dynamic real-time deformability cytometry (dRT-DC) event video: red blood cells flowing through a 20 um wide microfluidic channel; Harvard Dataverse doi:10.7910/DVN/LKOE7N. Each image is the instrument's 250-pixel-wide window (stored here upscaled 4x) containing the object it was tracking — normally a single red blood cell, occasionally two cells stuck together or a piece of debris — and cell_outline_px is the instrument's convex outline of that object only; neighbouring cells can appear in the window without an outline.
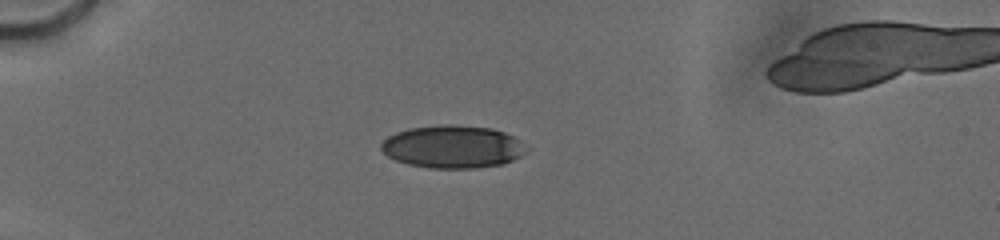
{"species": "human", "species_latin": "Homo sapiens", "temperature_condition": "cold", "stored_images_in_passage": 115, "camera_frame_rate_fps": 3000, "um_per_image_px": 0.085, "donor": {"sex": "male"}, "frame": {"image": 1, "passage_image": 32, "time_ms": 5.667, "image_size_px": [1000, 240], "cell_outline_px": [[524, 152], [520, 156], [512, 160], [500, 164], [472, 168], [428, 168], [408, 164], [396, 160], [388, 156], [380, 148], [380, 144], [388, 136], [396, 132], [408, 128], [440, 124], [456, 124], [492, 128], [504, 132], [512, 136], [516, 140]], "centroid_in_image_um": [38.38, 12.46], "position_along_channel_um": 46.6, "area_um2": 35.78}}
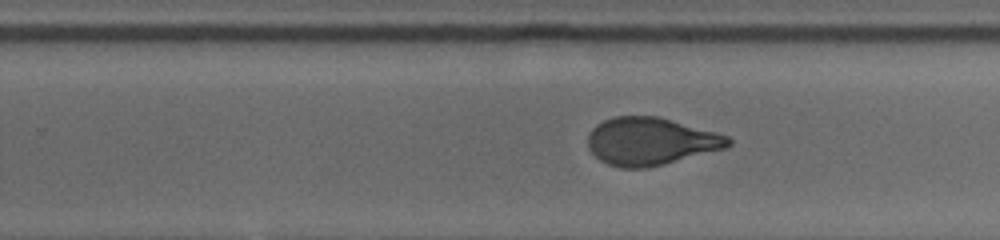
{"frame": {"image": 2, "passage_image": 74, "time_ms": 12.667, "image_size_px": [1000, 240], "cell_outline_px": [[732, 144], [724, 148], [664, 164], [644, 168], [620, 168], [608, 164], [600, 160], [588, 148], [588, 136], [592, 128], [596, 124], [604, 120], [616, 116], [656, 116], [716, 132], [728, 136], [732, 140]], "centroid_in_image_um": [55.28, 12.01], "position_along_channel_um": 274.5, "area_um2": 38.67}}
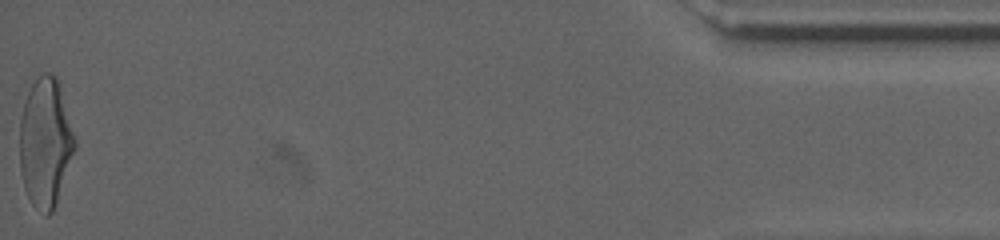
{"frame": {"image": 3, "passage_image": 114, "time_ms": 19.0, "image_size_px": [1000, 240], "cell_outline_px": [[76, 148], [52, 212], [48, 216], [44, 216], [32, 204], [24, 188], [20, 168], [20, 120], [24, 104], [28, 92], [32, 84], [44, 72], [48, 72], [56, 76], [76, 140]], "centroid_in_image_um": [3.85, 12.15], "position_along_channel_um": 431.4, "area_um2": 40.98}, "authors_computed_cell_mechanics": {"area_um2": 38.6104, "velocity_mm_per_s": 3.7833, "shape_relaxation_time_tau1_ms": 4.1078, "shape_relaxation_time_tau2_ms": 0.9631, "deformation_change_tau1": 0.1851, "deformation_change_tau2": 0.0736}}